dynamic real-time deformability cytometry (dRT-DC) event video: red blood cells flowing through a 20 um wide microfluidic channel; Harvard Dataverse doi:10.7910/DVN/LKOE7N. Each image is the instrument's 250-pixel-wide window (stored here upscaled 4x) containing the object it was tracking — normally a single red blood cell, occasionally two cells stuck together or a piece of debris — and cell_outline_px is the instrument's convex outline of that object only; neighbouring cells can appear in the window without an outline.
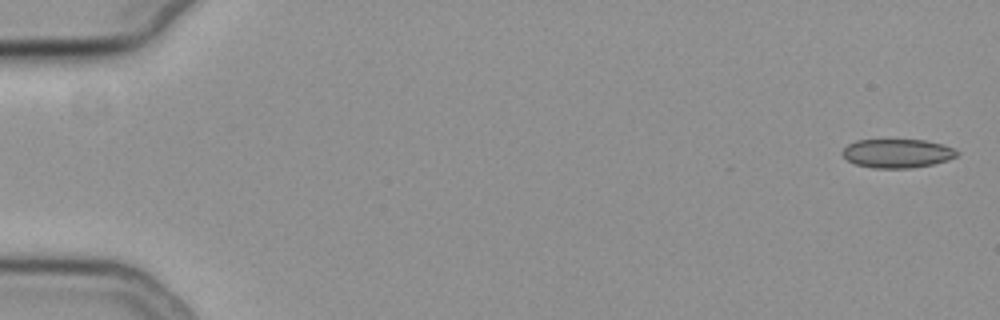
{"species": "common noctule bat (a hibernating species)", "species_latin": "Nyctalus noctula", "temperature_condition": "cold", "stored_images_in_passage": 55, "camera_frame_rate_fps": 3000, "um_per_image_px": 0.085, "animal": {"sex": "female", "body_mass_g": 19.3, "forearm_length_mm": 54.1}, "frame": {"image": 1, "passage_image": 1, "time_ms": 0.0, "image_size_px": [1000, 320], "cell_outline_px": [[960, 152], [956, 156], [948, 160], [932, 164], [912, 168], [872, 168], [856, 164], [848, 160], [840, 152], [848, 144], [856, 140], [924, 140], [940, 144], [952, 148]], "centroid_in_image_um": [76.24, 13.04], "position_along_channel_um": 8.8, "area_um2": 19.13}}
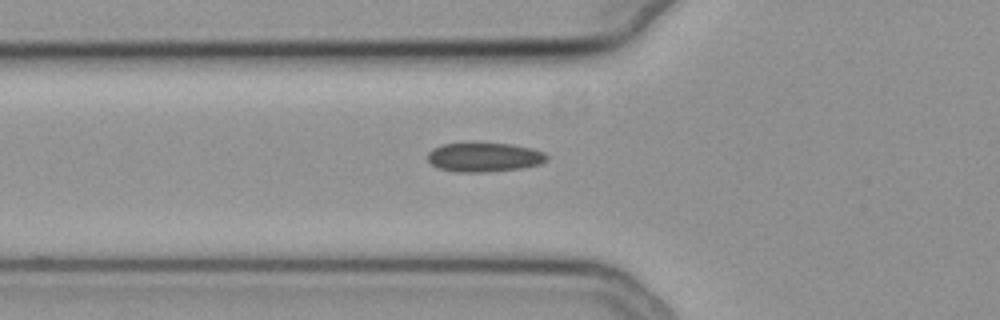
{"frame": {"image": 2, "passage_image": 20, "time_ms": 6.333, "image_size_px": [1000, 320], "cell_outline_px": [[548, 160], [540, 164], [524, 168], [484, 172], [456, 172], [436, 168], [428, 160], [428, 152], [432, 148], [444, 144], [512, 144], [532, 148], [544, 152], [548, 156]], "centroid_in_image_um": [41.18, 13.38], "position_along_channel_um": 84.6, "area_um2": 20.23}}
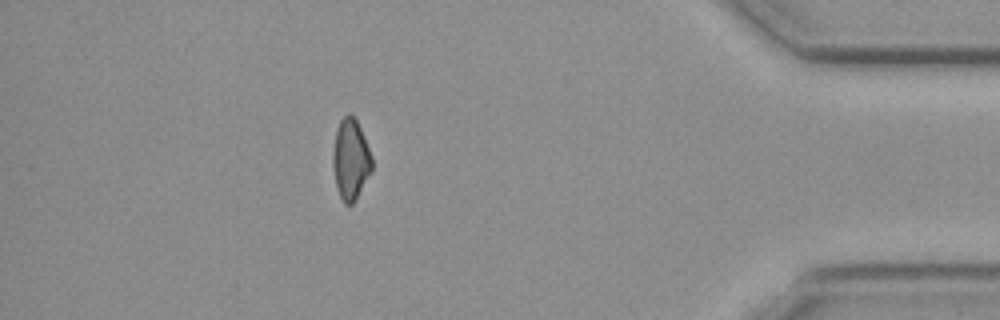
{"frame": {"image": 3, "passage_image": 49, "time_ms": 16.0, "image_size_px": [1000, 320], "cell_outline_px": [[372, 172], [356, 200], [352, 204], [344, 204], [336, 188], [332, 164], [332, 152], [336, 128], [340, 120], [348, 112], [356, 120], [360, 128], [372, 156]], "centroid_in_image_um": [29.79, 13.57], "position_along_channel_um": 405.4, "area_um2": 18.61}, "authors_computed_cell_mechanics": {"area_um2": 19.8832, "velocity_mm_per_s": 3.7888, "shape_relaxation_time_tau1_ms": null, "shape_relaxation_time_tau2_ms": 9.8868, "deformation_change_tau1": null, "deformation_change_tau2": 0.1489}}